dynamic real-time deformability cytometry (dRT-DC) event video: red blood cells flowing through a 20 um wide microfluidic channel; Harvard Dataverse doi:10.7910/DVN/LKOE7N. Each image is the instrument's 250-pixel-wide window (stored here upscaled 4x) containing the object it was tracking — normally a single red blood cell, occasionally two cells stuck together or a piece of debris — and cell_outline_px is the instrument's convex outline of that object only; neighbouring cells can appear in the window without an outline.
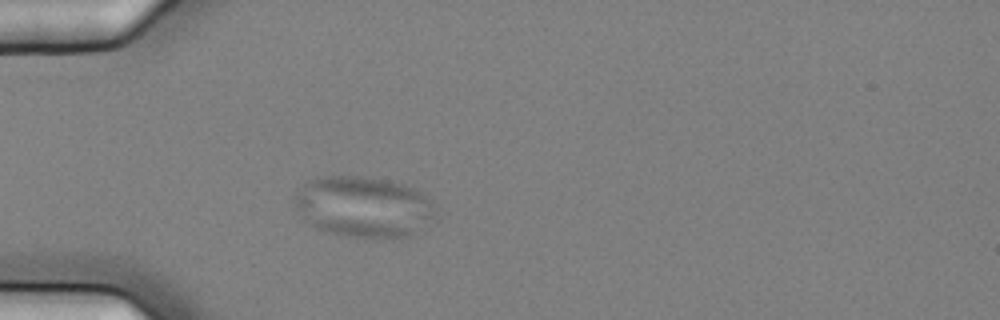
{"species": "common noctule bat (a hibernating species)", "species_latin": "Nyctalus noctula", "temperature_condition": "cold", "stored_images_in_passage": 3, "camera_frame_rate_fps": 3000, "um_per_image_px": 0.085, "animal": {"sex": "female", "body_mass_g": 25.1}, "frame": {"image": 1, "passage_image": 3, "time_ms": 0.667, "image_size_px": [1000, 320], "cell_outline_px": [[436, 216], [416, 232], [400, 240], [380, 240], [344, 236], [328, 232], [316, 228], [296, 208], [296, 192], [308, 180], [324, 176], [364, 176], [404, 184], [416, 188], [428, 196], [436, 204]], "centroid_in_image_um": [30.99, 17.61], "position_along_channel_um": 54.0, "area_um2": 50.81}}